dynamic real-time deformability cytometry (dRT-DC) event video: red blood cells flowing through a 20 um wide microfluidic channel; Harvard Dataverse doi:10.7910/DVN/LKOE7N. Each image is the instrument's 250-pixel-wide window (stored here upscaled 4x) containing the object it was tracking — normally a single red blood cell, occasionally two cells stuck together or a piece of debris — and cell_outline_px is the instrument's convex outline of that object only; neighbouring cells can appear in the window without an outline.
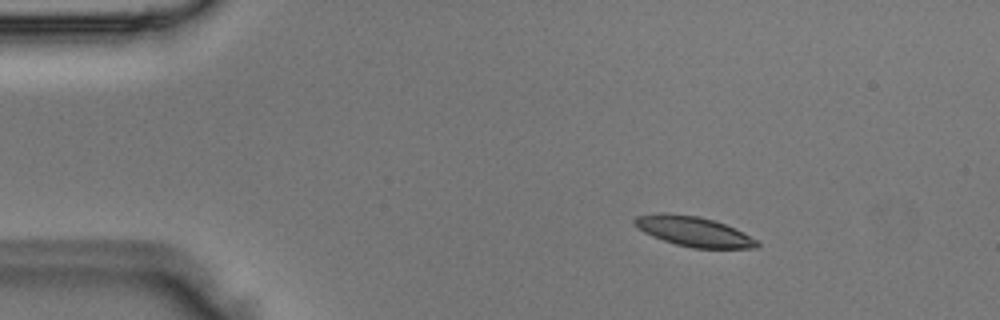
{"species": "Egyptian fruit bat (a non-hibernating species)", "species_latin": "Rousettus aegyptiacus", "temperature_condition": "room temperature", "stored_images_in_passage": 5, "camera_frame_rate_fps": 3000, "um_per_image_px": 0.085, "animal": {"sex": "male"}, "frame": {"image": 1, "passage_image": 3, "time_ms": 0.667, "image_size_px": [1000, 320], "cell_outline_px": [[760, 244], [756, 248], [692, 248], [676, 244], [652, 236], [636, 228], [632, 224], [632, 220], [636, 216], [660, 212], [664, 212], [700, 216], [724, 224], [744, 232], [756, 240]], "centroid_in_image_um": [58.9, 19.66], "position_along_channel_um": 26.1, "area_um2": 21.44}}
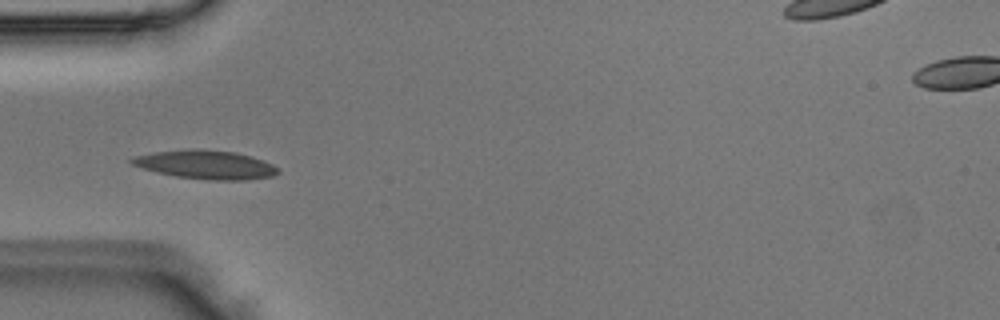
{"frame": {"image": 2, "passage_image": 5, "time_ms": 1.333, "image_size_px": [1000, 320], "cell_outline_px": [[280, 172], [272, 176], [244, 180], [208, 180], [176, 176], [156, 172], [132, 164], [128, 160], [132, 156], [156, 152], [188, 148], [196, 148], [236, 152], [264, 160], [272, 164]], "centroid_in_image_um": [17.47, 13.98], "position_along_channel_um": 67.5, "area_um2": 24.51}}